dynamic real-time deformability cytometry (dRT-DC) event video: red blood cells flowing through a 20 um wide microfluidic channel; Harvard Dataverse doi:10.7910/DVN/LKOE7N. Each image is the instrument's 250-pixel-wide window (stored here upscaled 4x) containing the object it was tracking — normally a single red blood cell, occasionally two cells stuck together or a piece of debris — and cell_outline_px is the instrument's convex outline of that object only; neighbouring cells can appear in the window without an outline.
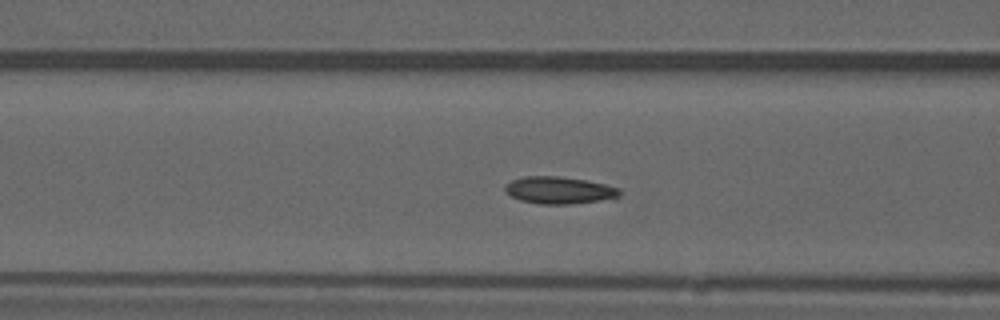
{"species": "common noctule bat (a hibernating species)", "species_latin": "Nyctalus noctula", "temperature_condition": "warm", "stored_images_in_passage": 37, "camera_frame_rate_fps": 3000, "um_per_image_px": 0.085, "animal": {"sex": "male", "forearm_length_mm": 52.5}, "frame": {"image": 1, "passage_image": 5, "time_ms": 1.333, "image_size_px": [1000, 320], "cell_outline_px": [[620, 196], [616, 200], [572, 204], [540, 204], [520, 200], [504, 192], [504, 184], [512, 180], [524, 176], [556, 176], [584, 180], [604, 184], [620, 188]], "centroid_in_image_um": [47.57, 16.19], "position_along_channel_um": 119.0, "area_um2": 18.5}}